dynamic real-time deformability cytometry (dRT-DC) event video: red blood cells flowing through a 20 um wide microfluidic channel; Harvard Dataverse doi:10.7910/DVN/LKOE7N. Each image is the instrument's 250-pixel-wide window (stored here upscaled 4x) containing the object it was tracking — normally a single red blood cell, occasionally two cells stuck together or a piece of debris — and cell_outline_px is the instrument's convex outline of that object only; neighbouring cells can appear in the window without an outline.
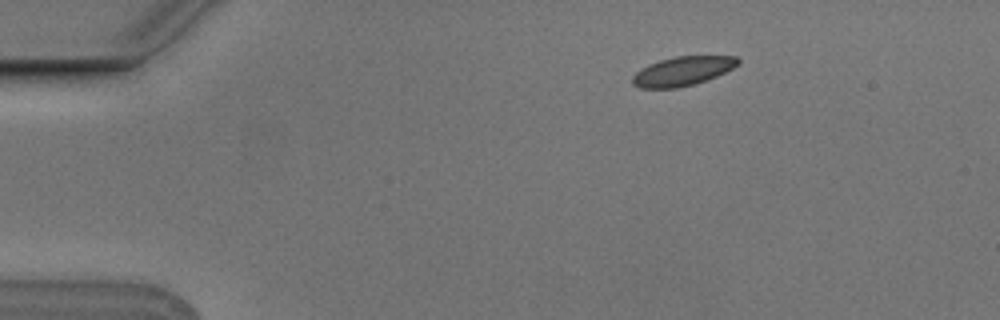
{"species": "Egyptian fruit bat (a non-hibernating species)", "species_latin": "Rousettus aegyptiacus", "temperature_condition": "cold", "stored_images_in_passage": 4, "camera_frame_rate_fps": 3000, "um_per_image_px": 0.085, "animal": {"sex": "male"}, "frame": {"image": 1, "passage_image": 1, "time_ms": 0.0, "image_size_px": [1000, 320], "cell_outline_px": [[740, 64], [716, 76], [692, 84], [676, 88], [640, 88], [632, 84], [632, 76], [640, 68], [648, 64], [660, 60], [676, 56], [736, 56], [740, 60]], "centroid_in_image_um": [57.99, 6.04], "position_along_channel_um": 27.0, "area_um2": 17.8}}
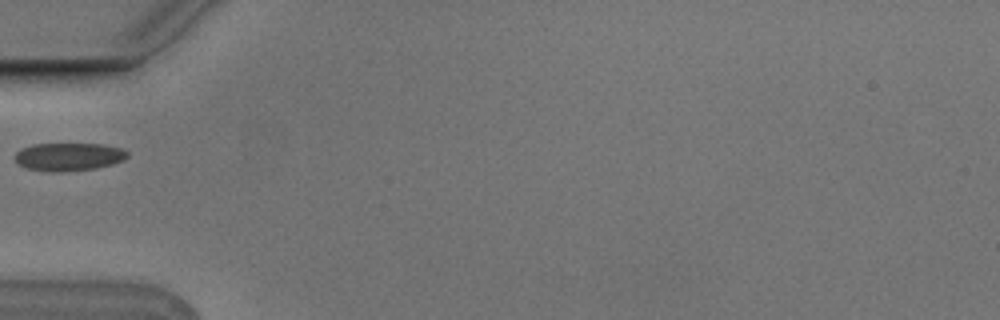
{"frame": {"image": 2, "passage_image": 4, "time_ms": 1.0, "image_size_px": [1000, 320], "cell_outline_px": [[128, 156], [124, 160], [112, 164], [96, 168], [64, 172], [52, 172], [24, 168], [16, 160], [16, 152], [20, 148], [32, 144], [104, 144], [124, 148], [128, 152]], "centroid_in_image_um": [5.86, 13.32], "position_along_channel_um": 79.1, "area_um2": 18.55}}